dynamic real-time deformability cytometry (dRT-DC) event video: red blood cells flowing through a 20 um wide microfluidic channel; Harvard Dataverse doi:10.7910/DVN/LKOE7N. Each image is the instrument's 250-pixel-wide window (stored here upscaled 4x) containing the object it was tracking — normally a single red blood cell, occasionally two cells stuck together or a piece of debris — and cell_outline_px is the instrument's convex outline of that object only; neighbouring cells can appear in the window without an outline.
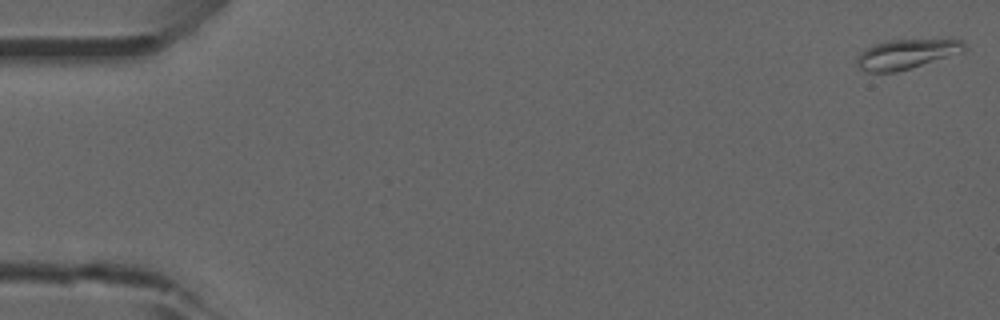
{"species": "common noctule bat (a hibernating species)", "species_latin": "Nyctalus noctula", "temperature_condition": "room temperature", "stored_images_in_passage": 15, "camera_frame_rate_fps": 3000, "um_per_image_px": 0.085, "animal": {"sex": "male", "forearm_length_mm": 52.5}, "frame": {"image": 1, "passage_image": 1, "time_ms": 0.0, "image_size_px": [1000, 320], "cell_outline_px": [[968, 48], [964, 52], [896, 72], [868, 72], [860, 68], [856, 64], [856, 56], [860, 52], [876, 44], [892, 40], [952, 36], [964, 40]], "centroid_in_image_um": [77.2, 4.53], "position_along_channel_um": 7.8, "area_um2": 19.42}}